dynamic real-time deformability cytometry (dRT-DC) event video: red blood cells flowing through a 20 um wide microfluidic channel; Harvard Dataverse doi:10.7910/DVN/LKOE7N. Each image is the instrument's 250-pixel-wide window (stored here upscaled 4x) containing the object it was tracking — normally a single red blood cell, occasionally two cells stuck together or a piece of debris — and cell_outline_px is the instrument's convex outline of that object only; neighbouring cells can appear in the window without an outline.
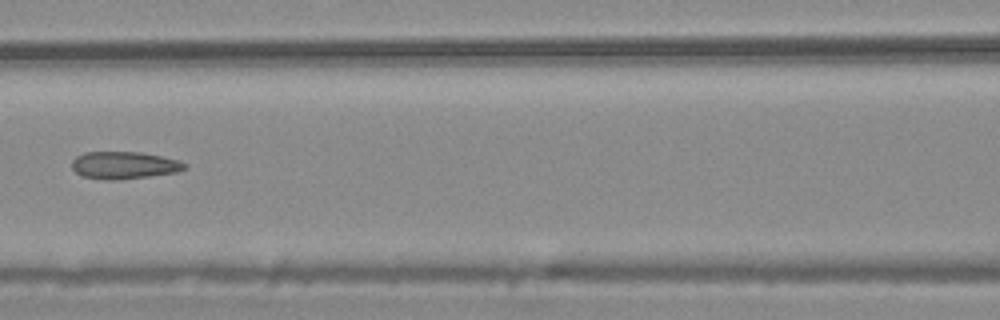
{"species": "common noctule bat (a hibernating species)", "species_latin": "Nyctalus noctula", "temperature_condition": "warm", "stored_images_in_passage": 8, "camera_frame_rate_fps": 3000, "um_per_image_px": 0.085, "animal": {"sex": "male", "body_mass_g": 20.4}, "frame": {"image": 1, "passage_image": 6, "time_ms": 1.667, "image_size_px": [1000, 320], "cell_outline_px": [[188, 168], [176, 172], [148, 176], [112, 180], [108, 180], [84, 176], [76, 172], [72, 168], [72, 160], [76, 156], [84, 152], [140, 152], [180, 160], [188, 164]], "centroid_in_image_um": [10.57, 14.03], "position_along_channel_um": 156.0, "area_um2": 17.86}}
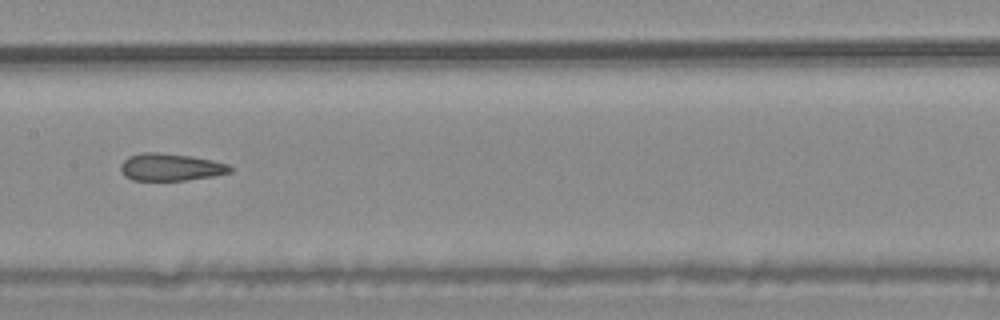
{"frame": {"image": 2, "passage_image": 7, "time_ms": 2.0, "image_size_px": [1000, 320], "cell_outline_px": [[232, 172], [212, 176], [184, 180], [132, 180], [124, 176], [120, 172], [120, 164], [128, 156], [140, 152], [156, 152], [192, 156], [212, 160], [228, 164], [232, 168]], "centroid_in_image_um": [14.46, 14.2], "position_along_channel_um": 192.9, "area_um2": 17.51}}
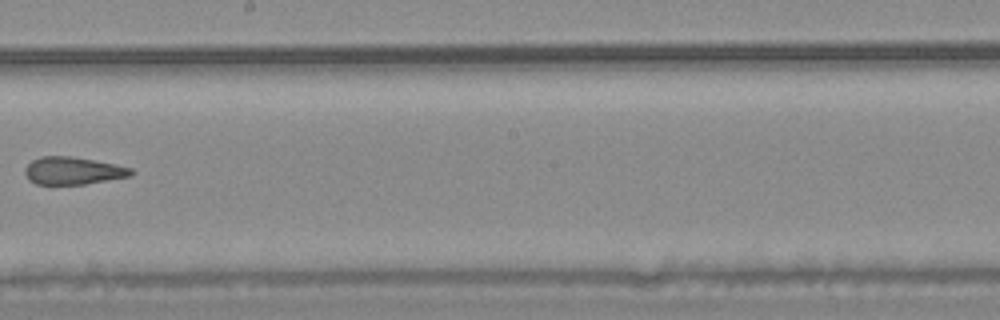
{"frame": {"image": 3, "passage_image": 8, "time_ms": 2.333, "image_size_px": [1000, 320], "cell_outline_px": [[136, 172], [132, 176], [84, 184], [36, 184], [28, 180], [24, 172], [24, 168], [32, 160], [40, 156], [72, 156], [116, 164], [132, 168]], "centroid_in_image_um": [6.22, 14.51], "position_along_channel_um": 242.0, "area_um2": 17.22}}